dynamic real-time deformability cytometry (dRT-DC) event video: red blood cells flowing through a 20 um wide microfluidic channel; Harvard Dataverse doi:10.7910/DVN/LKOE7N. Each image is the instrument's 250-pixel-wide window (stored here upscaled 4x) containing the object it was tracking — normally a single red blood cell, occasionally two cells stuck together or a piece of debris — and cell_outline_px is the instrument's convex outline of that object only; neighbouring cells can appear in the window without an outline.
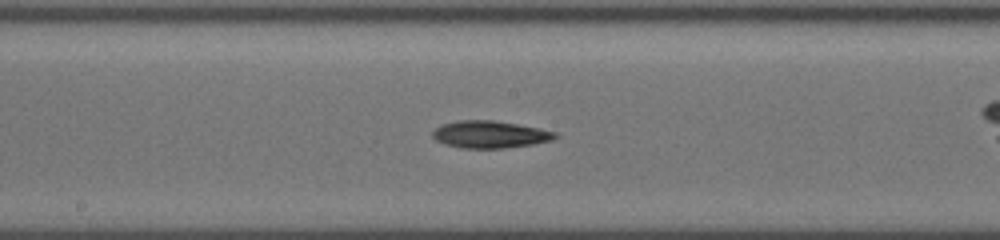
{"species": "common noctule bat (a hibernating species)", "species_latin": "Nyctalus noctula", "temperature_condition": "cold", "stored_images_in_passage": 35, "camera_frame_rate_fps": 3000, "um_per_image_px": 0.085, "animal": {"sex": "female", "body_mass_g": 19.5, "forearm_length_mm": 54.1}, "frame": {"image": 1, "passage_image": 14, "time_ms": 3.0, "image_size_px": [1000, 240], "cell_outline_px": [[560, 136], [552, 140], [532, 144], [504, 148], [460, 148], [444, 144], [436, 140], [432, 136], [432, 132], [440, 124], [456, 120], [492, 120], [516, 124], [556, 132]], "centroid_in_image_um": [41.6, 11.42], "position_along_channel_um": 206.6, "area_um2": 19.42}}
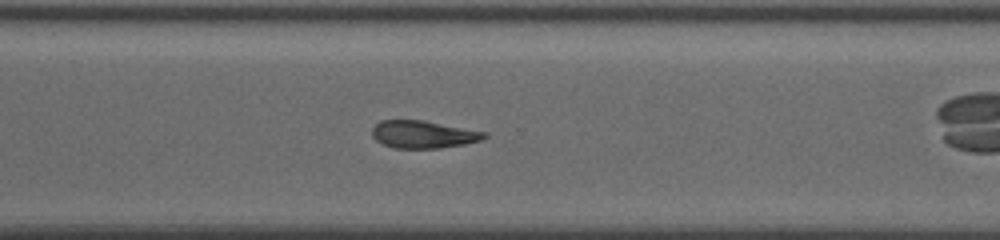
{"frame": {"image": 2, "passage_image": 23, "time_ms": 6.333, "image_size_px": [1000, 240], "cell_outline_px": [[488, 136], [484, 140], [464, 144], [440, 148], [392, 148], [376, 140], [372, 136], [372, 128], [380, 120], [424, 120], [488, 132]], "centroid_in_image_um": [36.02, 11.42], "position_along_channel_um": 334.6, "area_um2": 18.21}}